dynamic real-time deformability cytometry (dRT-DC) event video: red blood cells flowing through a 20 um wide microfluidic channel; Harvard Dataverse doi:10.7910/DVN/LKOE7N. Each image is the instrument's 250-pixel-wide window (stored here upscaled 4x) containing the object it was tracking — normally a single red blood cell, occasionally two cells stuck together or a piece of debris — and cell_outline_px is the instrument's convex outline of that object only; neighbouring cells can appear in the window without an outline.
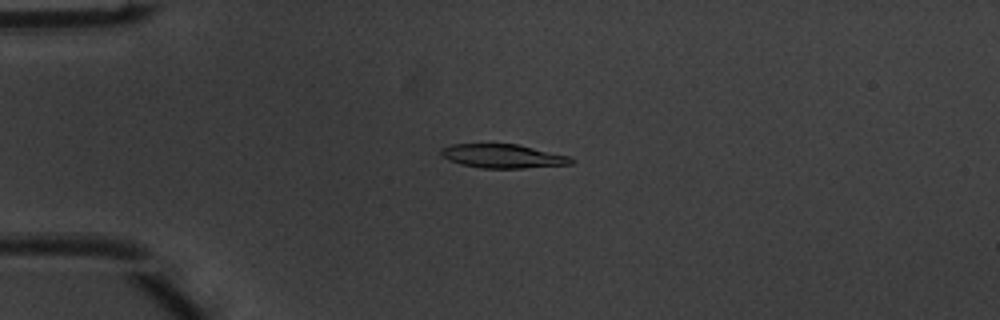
{"species": "common noctule bat (a hibernating species)", "species_latin": "Nyctalus noctula", "temperature_condition": "warm", "stored_images_in_passage": 48, "camera_frame_rate_fps": 3000, "um_per_image_px": 0.085, "animal": {"sex": "male", "body_mass_g": 20.1, "forearm_length_mm": 53.5}, "frame": {"image": 1, "passage_image": 10, "time_ms": 3.0, "image_size_px": [1000, 320], "cell_outline_px": [[576, 160], [572, 164], [524, 168], [480, 168], [460, 164], [448, 160], [440, 156], [440, 148], [452, 144], [520, 144], [568, 156]], "centroid_in_image_um": [42.72, 13.27], "position_along_channel_um": 42.3, "area_um2": 18.26}}
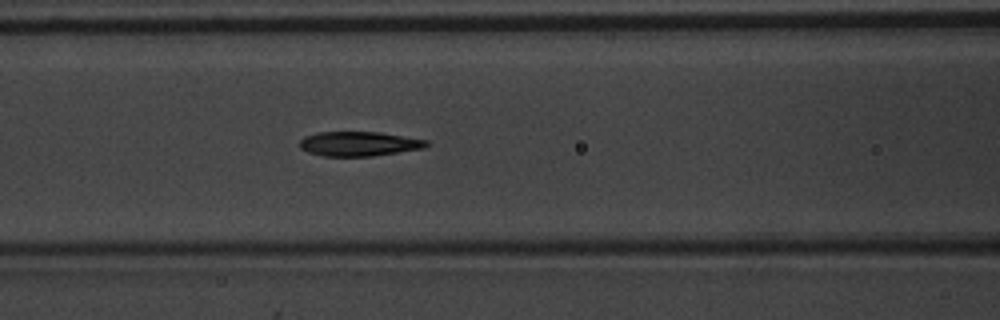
{"frame": {"image": 2, "passage_image": 19, "time_ms": 6.0, "image_size_px": [1000, 320], "cell_outline_px": [[432, 144], [424, 148], [372, 156], [324, 156], [308, 152], [300, 148], [300, 140], [304, 136], [316, 132], [380, 132], [428, 140]], "centroid_in_image_um": [30.53, 12.22], "position_along_channel_um": 136.1, "area_um2": 18.21}}
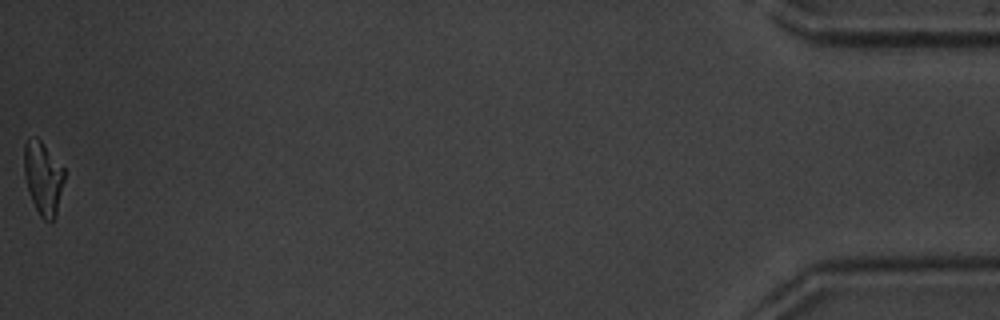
{"frame": {"image": 3, "passage_image": 48, "time_ms": 15.667, "image_size_px": [1000, 320], "cell_outline_px": [[64, 180], [56, 216], [52, 220], [44, 220], [40, 216], [32, 200], [24, 176], [24, 144], [28, 140], [36, 136], [40, 140], [64, 168]], "centroid_in_image_um": [3.66, 15.13], "position_along_channel_um": 431.5, "area_um2": 16.88}, "authors_computed_cell_mechanics": {"area_um2": 18.4093, "velocity_mm_per_s": 4.0294, "shape_relaxation_time_tau1_ms": 4.5104, "shape_relaxation_time_tau2_ms": 3.031, "deformation_change_tau1": 0.1707, "deformation_change_tau2": 0.105}}